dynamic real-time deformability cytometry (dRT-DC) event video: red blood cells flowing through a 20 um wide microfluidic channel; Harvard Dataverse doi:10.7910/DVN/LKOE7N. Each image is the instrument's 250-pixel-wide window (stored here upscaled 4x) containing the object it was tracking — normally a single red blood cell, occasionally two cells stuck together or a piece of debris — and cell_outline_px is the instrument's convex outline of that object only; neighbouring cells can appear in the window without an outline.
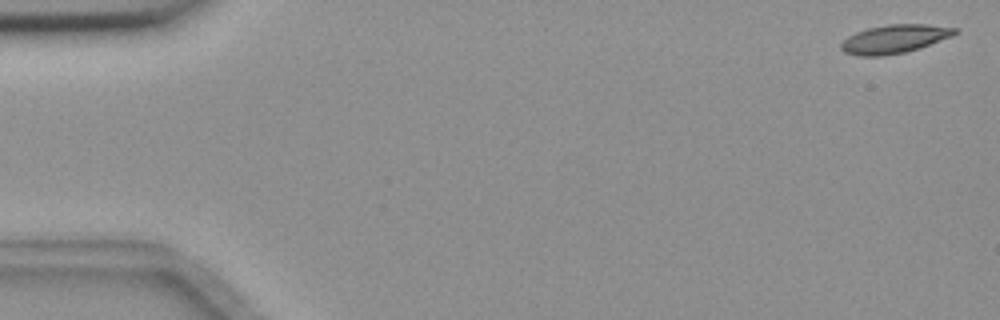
{"species": "common noctule bat (a hibernating species)", "species_latin": "Nyctalus noctula", "temperature_condition": "room temperature", "stored_images_in_passage": 53, "camera_frame_rate_fps": 3000, "um_per_image_px": 0.085, "animal": {"sex": "female", "body_mass_g": 18.4}, "frame": {"image": 1, "passage_image": 2, "time_ms": 0.333, "image_size_px": [1000, 320], "cell_outline_px": [[956, 32], [952, 36], [920, 48], [904, 52], [880, 56], [860, 56], [844, 52], [840, 48], [840, 44], [848, 36], [856, 32], [868, 28], [888, 24], [924, 24], [956, 28]], "centroid_in_image_um": [76.0, 3.31], "position_along_channel_um": 9.0, "area_um2": 18.73}}
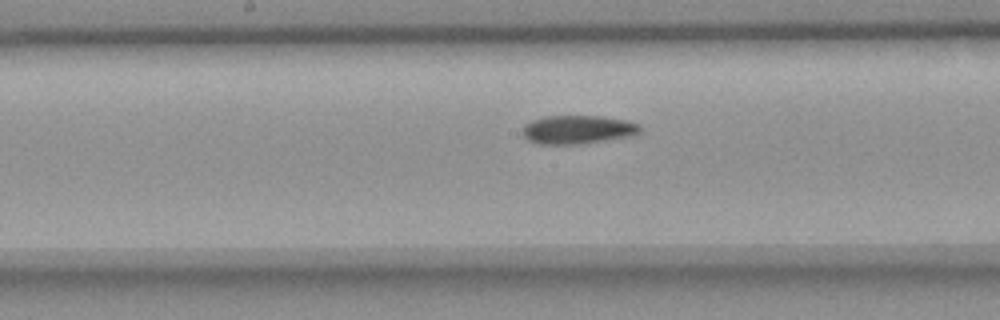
{"frame": {"image": 2, "passage_image": 29, "time_ms": 9.333, "image_size_px": [1000, 320], "cell_outline_px": [[640, 132], [632, 136], [576, 144], [540, 144], [528, 140], [520, 132], [524, 124], [532, 120], [544, 116], [604, 116], [628, 120], [640, 124]], "centroid_in_image_um": [49.09, 11.0], "position_along_channel_um": 199.1, "area_um2": 19.71}}
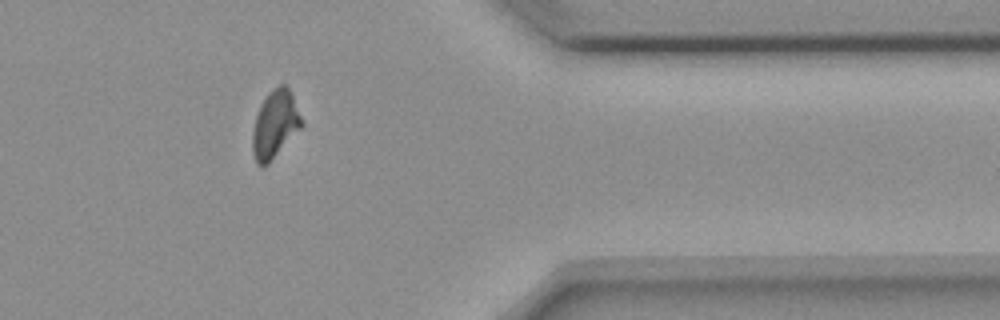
{"frame": {"image": 3, "passage_image": 46, "time_ms": 15.0, "image_size_px": [1000, 320], "cell_outline_px": [[304, 124], [268, 164], [256, 164], [252, 152], [252, 132], [256, 116], [260, 104], [268, 92], [272, 88], [280, 84], [284, 84], [288, 88], [292, 96]], "centroid_in_image_um": [23.35, 10.56], "position_along_channel_um": 388.0, "area_um2": 19.13}, "authors_computed_cell_mechanics": {"area_um2": 19.074, "velocity_mm_per_s": 3.6606, "shape_relaxation_time_tau1_ms": 8.2359, "shape_relaxation_time_tau2_ms": 8.1901, "deformation_change_tau1": 0.1788, "deformation_change_tau2": 0.1455}}